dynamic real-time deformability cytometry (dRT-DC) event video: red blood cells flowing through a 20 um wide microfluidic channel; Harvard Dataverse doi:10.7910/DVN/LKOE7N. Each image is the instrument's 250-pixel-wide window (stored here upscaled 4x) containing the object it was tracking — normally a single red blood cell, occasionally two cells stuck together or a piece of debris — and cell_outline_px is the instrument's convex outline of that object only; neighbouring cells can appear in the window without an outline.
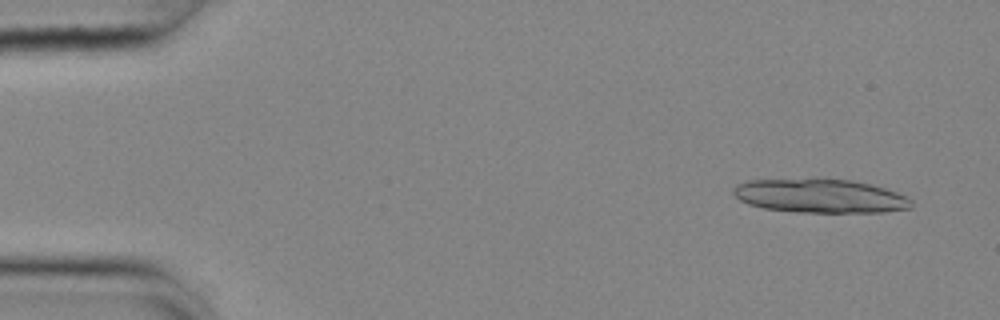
{"species": "common noctule bat (a hibernating species)", "species_latin": "Nyctalus noctula", "temperature_condition": "cold", "stored_images_in_passage": 23, "camera_frame_rate_fps": 3000, "um_per_image_px": 0.085, "animal": {"sex": "female", "body_mass_g": 25.1}, "frame": {"image": 1, "passage_image": 4, "time_ms": 1.0, "image_size_px": [1000, 320], "cell_outline_px": [[912, 208], [884, 212], [796, 212], [764, 208], [748, 204], [740, 200], [732, 192], [732, 188], [736, 184], [748, 180], [852, 180], [884, 188], [908, 196], [912, 200]], "centroid_in_image_um": [69.72, 16.67], "position_along_channel_um": 15.3, "area_um2": 34.68}}